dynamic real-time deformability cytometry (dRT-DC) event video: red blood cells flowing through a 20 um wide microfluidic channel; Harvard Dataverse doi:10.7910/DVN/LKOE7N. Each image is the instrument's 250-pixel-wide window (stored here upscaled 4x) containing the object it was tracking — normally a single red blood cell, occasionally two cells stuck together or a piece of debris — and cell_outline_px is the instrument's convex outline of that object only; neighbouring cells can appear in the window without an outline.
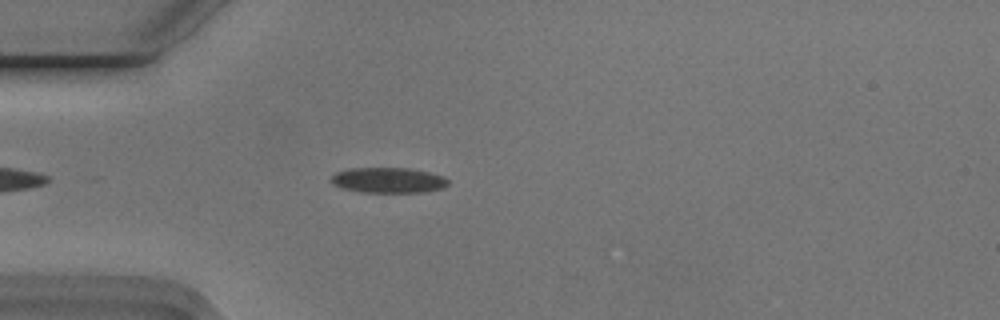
{"species": "Egyptian fruit bat (a non-hibernating species)", "species_latin": "Rousettus aegyptiacus", "temperature_condition": "cold", "stored_images_in_passage": 46, "camera_frame_rate_fps": 3000, "um_per_image_px": 0.085, "animal": {"sex": "male"}, "frame": {"image": 1, "passage_image": 7, "time_ms": 2.0, "image_size_px": [1000, 320], "cell_outline_px": [[448, 184], [444, 188], [424, 192], [360, 192], [344, 188], [332, 184], [332, 176], [336, 172], [348, 168], [412, 168], [444, 176], [448, 180]], "centroid_in_image_um": [33.03, 15.31], "position_along_channel_um": 52.0, "area_um2": 17.34}}
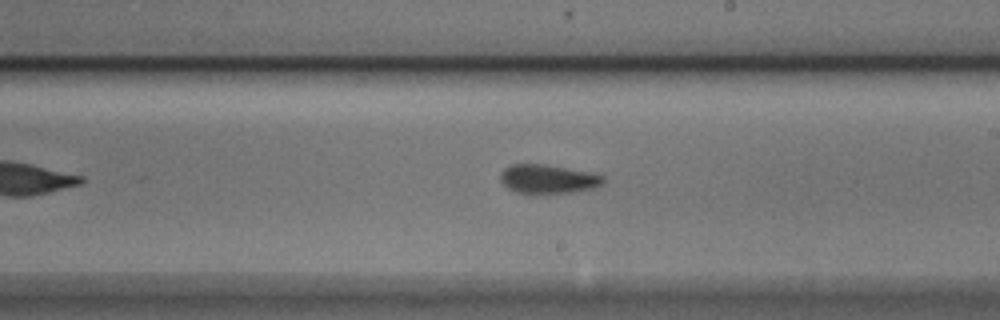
{"frame": {"image": 2, "passage_image": 23, "time_ms": 7.333, "image_size_px": [1000, 320], "cell_outline_px": [[604, 184], [596, 188], [572, 192], [516, 192], [508, 188], [500, 180], [500, 172], [504, 168], [512, 164], [540, 164], [588, 172], [604, 176]], "centroid_in_image_um": [46.58, 15.21], "position_along_channel_um": 242.4, "area_um2": 16.94}}
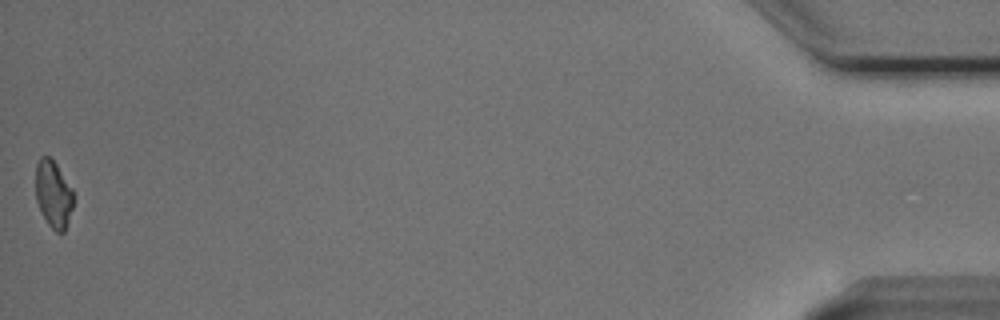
{"frame": {"image": 3, "passage_image": 46, "time_ms": 15.0, "image_size_px": [1000, 320], "cell_outline_px": [[72, 208], [64, 232], [56, 232], [48, 224], [36, 200], [36, 164], [40, 156], [48, 156], [56, 164], [72, 188]], "centroid_in_image_um": [4.52, 16.48], "position_along_channel_um": 430.7, "area_um2": 14.45}, "authors_computed_cell_mechanics": {"area_um2": 16.9354, "velocity_mm_per_s": 3.7493, "shape_relaxation_time_tau1_ms": 6.2164, "shape_relaxation_time_tau2_ms": 2.3138, "deformation_change_tau1": 0.1399, "deformation_change_tau2": 0.0871}}